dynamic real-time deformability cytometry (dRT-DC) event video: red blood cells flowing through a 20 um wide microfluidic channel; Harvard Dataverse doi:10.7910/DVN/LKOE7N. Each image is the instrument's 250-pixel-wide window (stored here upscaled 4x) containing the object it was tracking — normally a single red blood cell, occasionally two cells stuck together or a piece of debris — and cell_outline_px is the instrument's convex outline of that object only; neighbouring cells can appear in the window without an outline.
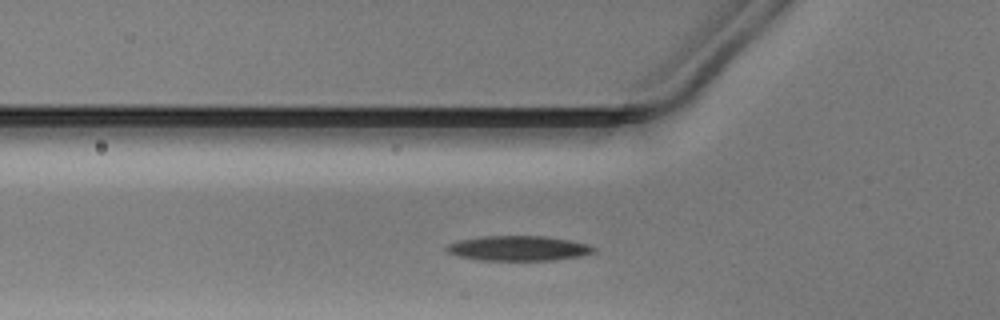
{"species": "Egyptian fruit bat (a non-hibernating species)", "species_latin": "Rousettus aegyptiacus", "temperature_condition": "warm", "stored_images_in_passage": 32, "camera_frame_rate_fps": 3000, "um_per_image_px": 0.085, "animal": {"sex": "male"}, "frame": {"image": 1, "passage_image": 6, "time_ms": 1.667, "image_size_px": [1000, 320], "cell_outline_px": [[596, 252], [580, 256], [556, 260], [476, 260], [456, 256], [448, 252], [444, 248], [448, 244], [460, 240], [480, 236], [544, 236], [568, 240], [588, 244], [596, 248]], "centroid_in_image_um": [44.04, 21.11], "position_along_channel_um": 81.8, "area_um2": 21.5}}
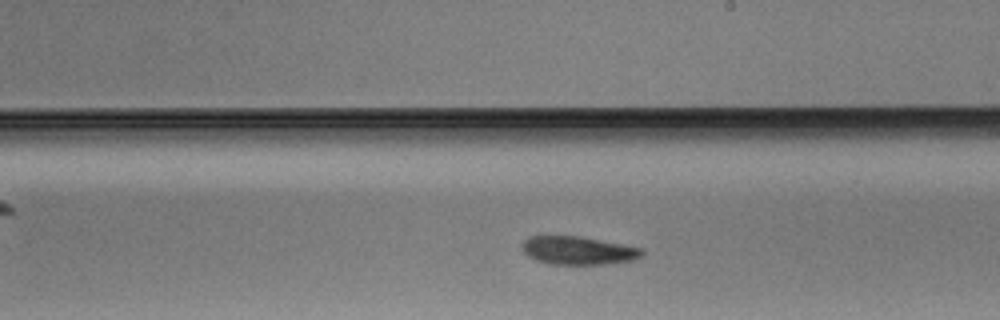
{"frame": {"image": 2, "passage_image": 18, "time_ms": 5.667, "image_size_px": [1000, 320], "cell_outline_px": [[644, 252], [640, 256], [632, 260], [604, 264], [552, 264], [536, 260], [528, 256], [524, 252], [520, 244], [528, 236], [580, 236], [624, 244], [640, 248]], "centroid_in_image_um": [49.1, 21.28], "position_along_channel_um": 239.9, "area_um2": 19.65}}
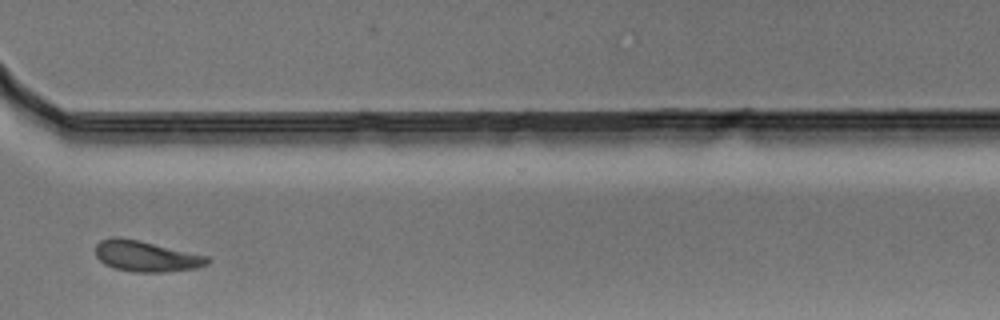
{"frame": {"image": 3, "passage_image": 27, "time_ms": 8.667, "image_size_px": [1000, 320], "cell_outline_px": [[212, 260], [208, 264], [196, 268], [168, 272], [132, 272], [116, 268], [104, 264], [96, 256], [96, 244], [100, 240], [112, 236], [116, 236], [140, 240], [208, 256]], "centroid_in_image_um": [12.43, 21.77], "position_along_channel_um": 358.2, "area_um2": 20.29}}